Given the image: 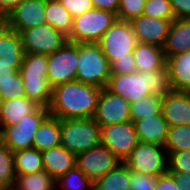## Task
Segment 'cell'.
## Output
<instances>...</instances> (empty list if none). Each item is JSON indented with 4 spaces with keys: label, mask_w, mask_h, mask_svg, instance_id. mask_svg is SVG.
Here are the masks:
<instances>
[{
    "label": "cell",
    "mask_w": 190,
    "mask_h": 190,
    "mask_svg": "<svg viewBox=\"0 0 190 190\" xmlns=\"http://www.w3.org/2000/svg\"><path fill=\"white\" fill-rule=\"evenodd\" d=\"M101 89L78 80L60 84L52 89L49 114L58 119L91 118Z\"/></svg>",
    "instance_id": "obj_1"
},
{
    "label": "cell",
    "mask_w": 190,
    "mask_h": 190,
    "mask_svg": "<svg viewBox=\"0 0 190 190\" xmlns=\"http://www.w3.org/2000/svg\"><path fill=\"white\" fill-rule=\"evenodd\" d=\"M106 88L129 103L150 94L165 97L172 89L168 69L111 74Z\"/></svg>",
    "instance_id": "obj_2"
},
{
    "label": "cell",
    "mask_w": 190,
    "mask_h": 190,
    "mask_svg": "<svg viewBox=\"0 0 190 190\" xmlns=\"http://www.w3.org/2000/svg\"><path fill=\"white\" fill-rule=\"evenodd\" d=\"M19 71L24 81L26 97L38 106L49 108L52 87L47 78L48 55L25 53Z\"/></svg>",
    "instance_id": "obj_3"
},
{
    "label": "cell",
    "mask_w": 190,
    "mask_h": 190,
    "mask_svg": "<svg viewBox=\"0 0 190 190\" xmlns=\"http://www.w3.org/2000/svg\"><path fill=\"white\" fill-rule=\"evenodd\" d=\"M60 145L75 155L101 144V127L91 118L60 119Z\"/></svg>",
    "instance_id": "obj_4"
},
{
    "label": "cell",
    "mask_w": 190,
    "mask_h": 190,
    "mask_svg": "<svg viewBox=\"0 0 190 190\" xmlns=\"http://www.w3.org/2000/svg\"><path fill=\"white\" fill-rule=\"evenodd\" d=\"M76 80L104 88L111 76V64L99 43H78Z\"/></svg>",
    "instance_id": "obj_5"
},
{
    "label": "cell",
    "mask_w": 190,
    "mask_h": 190,
    "mask_svg": "<svg viewBox=\"0 0 190 190\" xmlns=\"http://www.w3.org/2000/svg\"><path fill=\"white\" fill-rule=\"evenodd\" d=\"M117 15L107 10L93 8L73 18L72 31L67 41L73 43H98L105 31L115 22Z\"/></svg>",
    "instance_id": "obj_6"
},
{
    "label": "cell",
    "mask_w": 190,
    "mask_h": 190,
    "mask_svg": "<svg viewBox=\"0 0 190 190\" xmlns=\"http://www.w3.org/2000/svg\"><path fill=\"white\" fill-rule=\"evenodd\" d=\"M48 115L49 109L39 106L34 112L22 117L15 125L1 127L0 140L12 152L33 148L35 132Z\"/></svg>",
    "instance_id": "obj_7"
},
{
    "label": "cell",
    "mask_w": 190,
    "mask_h": 190,
    "mask_svg": "<svg viewBox=\"0 0 190 190\" xmlns=\"http://www.w3.org/2000/svg\"><path fill=\"white\" fill-rule=\"evenodd\" d=\"M124 163L129 170L160 176L168 172V153L164 145L139 141Z\"/></svg>",
    "instance_id": "obj_8"
},
{
    "label": "cell",
    "mask_w": 190,
    "mask_h": 190,
    "mask_svg": "<svg viewBox=\"0 0 190 190\" xmlns=\"http://www.w3.org/2000/svg\"><path fill=\"white\" fill-rule=\"evenodd\" d=\"M137 42L130 22L116 19L98 43L111 64L117 58L133 56Z\"/></svg>",
    "instance_id": "obj_9"
},
{
    "label": "cell",
    "mask_w": 190,
    "mask_h": 190,
    "mask_svg": "<svg viewBox=\"0 0 190 190\" xmlns=\"http://www.w3.org/2000/svg\"><path fill=\"white\" fill-rule=\"evenodd\" d=\"M77 65L78 43L66 41L60 49L49 54L47 78L52 89L76 80Z\"/></svg>",
    "instance_id": "obj_10"
},
{
    "label": "cell",
    "mask_w": 190,
    "mask_h": 190,
    "mask_svg": "<svg viewBox=\"0 0 190 190\" xmlns=\"http://www.w3.org/2000/svg\"><path fill=\"white\" fill-rule=\"evenodd\" d=\"M20 33L0 22V82L20 70L24 59Z\"/></svg>",
    "instance_id": "obj_11"
},
{
    "label": "cell",
    "mask_w": 190,
    "mask_h": 190,
    "mask_svg": "<svg viewBox=\"0 0 190 190\" xmlns=\"http://www.w3.org/2000/svg\"><path fill=\"white\" fill-rule=\"evenodd\" d=\"M20 36L24 52L29 54H52L67 41V37L49 24L22 30Z\"/></svg>",
    "instance_id": "obj_12"
},
{
    "label": "cell",
    "mask_w": 190,
    "mask_h": 190,
    "mask_svg": "<svg viewBox=\"0 0 190 190\" xmlns=\"http://www.w3.org/2000/svg\"><path fill=\"white\" fill-rule=\"evenodd\" d=\"M139 140L132 121L101 127V144L124 162Z\"/></svg>",
    "instance_id": "obj_13"
},
{
    "label": "cell",
    "mask_w": 190,
    "mask_h": 190,
    "mask_svg": "<svg viewBox=\"0 0 190 190\" xmlns=\"http://www.w3.org/2000/svg\"><path fill=\"white\" fill-rule=\"evenodd\" d=\"M120 161L107 147L100 144L76 155L75 167L93 183L116 168Z\"/></svg>",
    "instance_id": "obj_14"
},
{
    "label": "cell",
    "mask_w": 190,
    "mask_h": 190,
    "mask_svg": "<svg viewBox=\"0 0 190 190\" xmlns=\"http://www.w3.org/2000/svg\"><path fill=\"white\" fill-rule=\"evenodd\" d=\"M93 118L100 127L129 122L130 103L104 87L101 89Z\"/></svg>",
    "instance_id": "obj_15"
},
{
    "label": "cell",
    "mask_w": 190,
    "mask_h": 190,
    "mask_svg": "<svg viewBox=\"0 0 190 190\" xmlns=\"http://www.w3.org/2000/svg\"><path fill=\"white\" fill-rule=\"evenodd\" d=\"M45 8L46 0H23L2 22L20 33L22 30L46 24Z\"/></svg>",
    "instance_id": "obj_16"
},
{
    "label": "cell",
    "mask_w": 190,
    "mask_h": 190,
    "mask_svg": "<svg viewBox=\"0 0 190 190\" xmlns=\"http://www.w3.org/2000/svg\"><path fill=\"white\" fill-rule=\"evenodd\" d=\"M138 42L163 48L171 25L170 20L140 15L130 21Z\"/></svg>",
    "instance_id": "obj_17"
},
{
    "label": "cell",
    "mask_w": 190,
    "mask_h": 190,
    "mask_svg": "<svg viewBox=\"0 0 190 190\" xmlns=\"http://www.w3.org/2000/svg\"><path fill=\"white\" fill-rule=\"evenodd\" d=\"M161 114L169 127L190 125V92L171 90L162 97Z\"/></svg>",
    "instance_id": "obj_18"
},
{
    "label": "cell",
    "mask_w": 190,
    "mask_h": 190,
    "mask_svg": "<svg viewBox=\"0 0 190 190\" xmlns=\"http://www.w3.org/2000/svg\"><path fill=\"white\" fill-rule=\"evenodd\" d=\"M133 123L140 142L165 144L169 132V124L162 114L142 118Z\"/></svg>",
    "instance_id": "obj_19"
},
{
    "label": "cell",
    "mask_w": 190,
    "mask_h": 190,
    "mask_svg": "<svg viewBox=\"0 0 190 190\" xmlns=\"http://www.w3.org/2000/svg\"><path fill=\"white\" fill-rule=\"evenodd\" d=\"M132 54L137 72L167 69V58L160 46L137 42Z\"/></svg>",
    "instance_id": "obj_20"
},
{
    "label": "cell",
    "mask_w": 190,
    "mask_h": 190,
    "mask_svg": "<svg viewBox=\"0 0 190 190\" xmlns=\"http://www.w3.org/2000/svg\"><path fill=\"white\" fill-rule=\"evenodd\" d=\"M44 170L55 180L75 167L76 155L59 145L41 151Z\"/></svg>",
    "instance_id": "obj_21"
},
{
    "label": "cell",
    "mask_w": 190,
    "mask_h": 190,
    "mask_svg": "<svg viewBox=\"0 0 190 190\" xmlns=\"http://www.w3.org/2000/svg\"><path fill=\"white\" fill-rule=\"evenodd\" d=\"M166 58L190 50V18H175L163 46Z\"/></svg>",
    "instance_id": "obj_22"
},
{
    "label": "cell",
    "mask_w": 190,
    "mask_h": 190,
    "mask_svg": "<svg viewBox=\"0 0 190 190\" xmlns=\"http://www.w3.org/2000/svg\"><path fill=\"white\" fill-rule=\"evenodd\" d=\"M166 66L172 89L190 92V50L168 57Z\"/></svg>",
    "instance_id": "obj_23"
},
{
    "label": "cell",
    "mask_w": 190,
    "mask_h": 190,
    "mask_svg": "<svg viewBox=\"0 0 190 190\" xmlns=\"http://www.w3.org/2000/svg\"><path fill=\"white\" fill-rule=\"evenodd\" d=\"M39 106L26 96L3 100L0 111V126L15 125L25 115L34 112Z\"/></svg>",
    "instance_id": "obj_24"
},
{
    "label": "cell",
    "mask_w": 190,
    "mask_h": 190,
    "mask_svg": "<svg viewBox=\"0 0 190 190\" xmlns=\"http://www.w3.org/2000/svg\"><path fill=\"white\" fill-rule=\"evenodd\" d=\"M60 137V119L49 114L35 132L33 148L44 151L59 146Z\"/></svg>",
    "instance_id": "obj_25"
},
{
    "label": "cell",
    "mask_w": 190,
    "mask_h": 190,
    "mask_svg": "<svg viewBox=\"0 0 190 190\" xmlns=\"http://www.w3.org/2000/svg\"><path fill=\"white\" fill-rule=\"evenodd\" d=\"M44 14L46 24L53 26L65 37L71 34L73 18L58 0H46Z\"/></svg>",
    "instance_id": "obj_26"
},
{
    "label": "cell",
    "mask_w": 190,
    "mask_h": 190,
    "mask_svg": "<svg viewBox=\"0 0 190 190\" xmlns=\"http://www.w3.org/2000/svg\"><path fill=\"white\" fill-rule=\"evenodd\" d=\"M93 190H130V170L122 162L93 183Z\"/></svg>",
    "instance_id": "obj_27"
},
{
    "label": "cell",
    "mask_w": 190,
    "mask_h": 190,
    "mask_svg": "<svg viewBox=\"0 0 190 190\" xmlns=\"http://www.w3.org/2000/svg\"><path fill=\"white\" fill-rule=\"evenodd\" d=\"M16 174H31L44 170L41 151L28 148L13 152Z\"/></svg>",
    "instance_id": "obj_28"
},
{
    "label": "cell",
    "mask_w": 190,
    "mask_h": 190,
    "mask_svg": "<svg viewBox=\"0 0 190 190\" xmlns=\"http://www.w3.org/2000/svg\"><path fill=\"white\" fill-rule=\"evenodd\" d=\"M15 184L21 190H56L55 179L45 170L31 174H16Z\"/></svg>",
    "instance_id": "obj_29"
},
{
    "label": "cell",
    "mask_w": 190,
    "mask_h": 190,
    "mask_svg": "<svg viewBox=\"0 0 190 190\" xmlns=\"http://www.w3.org/2000/svg\"><path fill=\"white\" fill-rule=\"evenodd\" d=\"M162 97L150 94L130 103L131 121L161 114Z\"/></svg>",
    "instance_id": "obj_30"
},
{
    "label": "cell",
    "mask_w": 190,
    "mask_h": 190,
    "mask_svg": "<svg viewBox=\"0 0 190 190\" xmlns=\"http://www.w3.org/2000/svg\"><path fill=\"white\" fill-rule=\"evenodd\" d=\"M55 183L56 190H93V182L76 167L68 170Z\"/></svg>",
    "instance_id": "obj_31"
},
{
    "label": "cell",
    "mask_w": 190,
    "mask_h": 190,
    "mask_svg": "<svg viewBox=\"0 0 190 190\" xmlns=\"http://www.w3.org/2000/svg\"><path fill=\"white\" fill-rule=\"evenodd\" d=\"M164 147L168 155L183 150H190V125L169 127Z\"/></svg>",
    "instance_id": "obj_32"
},
{
    "label": "cell",
    "mask_w": 190,
    "mask_h": 190,
    "mask_svg": "<svg viewBox=\"0 0 190 190\" xmlns=\"http://www.w3.org/2000/svg\"><path fill=\"white\" fill-rule=\"evenodd\" d=\"M15 180L13 152L0 140V187L13 184Z\"/></svg>",
    "instance_id": "obj_33"
},
{
    "label": "cell",
    "mask_w": 190,
    "mask_h": 190,
    "mask_svg": "<svg viewBox=\"0 0 190 190\" xmlns=\"http://www.w3.org/2000/svg\"><path fill=\"white\" fill-rule=\"evenodd\" d=\"M0 94L2 95L3 100L26 96L24 81L20 71L12 74L11 78L0 82Z\"/></svg>",
    "instance_id": "obj_34"
},
{
    "label": "cell",
    "mask_w": 190,
    "mask_h": 190,
    "mask_svg": "<svg viewBox=\"0 0 190 190\" xmlns=\"http://www.w3.org/2000/svg\"><path fill=\"white\" fill-rule=\"evenodd\" d=\"M142 14L171 22L175 19L169 0H146Z\"/></svg>",
    "instance_id": "obj_35"
},
{
    "label": "cell",
    "mask_w": 190,
    "mask_h": 190,
    "mask_svg": "<svg viewBox=\"0 0 190 190\" xmlns=\"http://www.w3.org/2000/svg\"><path fill=\"white\" fill-rule=\"evenodd\" d=\"M146 0H119L117 19L131 21L142 15Z\"/></svg>",
    "instance_id": "obj_36"
},
{
    "label": "cell",
    "mask_w": 190,
    "mask_h": 190,
    "mask_svg": "<svg viewBox=\"0 0 190 190\" xmlns=\"http://www.w3.org/2000/svg\"><path fill=\"white\" fill-rule=\"evenodd\" d=\"M168 172L190 174V150H183L168 155Z\"/></svg>",
    "instance_id": "obj_37"
},
{
    "label": "cell",
    "mask_w": 190,
    "mask_h": 190,
    "mask_svg": "<svg viewBox=\"0 0 190 190\" xmlns=\"http://www.w3.org/2000/svg\"><path fill=\"white\" fill-rule=\"evenodd\" d=\"M158 176L130 170V190H155Z\"/></svg>",
    "instance_id": "obj_38"
},
{
    "label": "cell",
    "mask_w": 190,
    "mask_h": 190,
    "mask_svg": "<svg viewBox=\"0 0 190 190\" xmlns=\"http://www.w3.org/2000/svg\"><path fill=\"white\" fill-rule=\"evenodd\" d=\"M70 13L72 18L93 9L91 0H58Z\"/></svg>",
    "instance_id": "obj_39"
},
{
    "label": "cell",
    "mask_w": 190,
    "mask_h": 190,
    "mask_svg": "<svg viewBox=\"0 0 190 190\" xmlns=\"http://www.w3.org/2000/svg\"><path fill=\"white\" fill-rule=\"evenodd\" d=\"M136 71L133 56L117 58L111 63V74H126Z\"/></svg>",
    "instance_id": "obj_40"
},
{
    "label": "cell",
    "mask_w": 190,
    "mask_h": 190,
    "mask_svg": "<svg viewBox=\"0 0 190 190\" xmlns=\"http://www.w3.org/2000/svg\"><path fill=\"white\" fill-rule=\"evenodd\" d=\"M175 18H190V0H169Z\"/></svg>",
    "instance_id": "obj_41"
},
{
    "label": "cell",
    "mask_w": 190,
    "mask_h": 190,
    "mask_svg": "<svg viewBox=\"0 0 190 190\" xmlns=\"http://www.w3.org/2000/svg\"><path fill=\"white\" fill-rule=\"evenodd\" d=\"M155 190H182L175 182L173 176L166 172L158 176Z\"/></svg>",
    "instance_id": "obj_42"
},
{
    "label": "cell",
    "mask_w": 190,
    "mask_h": 190,
    "mask_svg": "<svg viewBox=\"0 0 190 190\" xmlns=\"http://www.w3.org/2000/svg\"><path fill=\"white\" fill-rule=\"evenodd\" d=\"M96 9L107 10L117 15L119 10V0H91Z\"/></svg>",
    "instance_id": "obj_43"
},
{
    "label": "cell",
    "mask_w": 190,
    "mask_h": 190,
    "mask_svg": "<svg viewBox=\"0 0 190 190\" xmlns=\"http://www.w3.org/2000/svg\"><path fill=\"white\" fill-rule=\"evenodd\" d=\"M182 190H190V174L184 172H169Z\"/></svg>",
    "instance_id": "obj_44"
},
{
    "label": "cell",
    "mask_w": 190,
    "mask_h": 190,
    "mask_svg": "<svg viewBox=\"0 0 190 190\" xmlns=\"http://www.w3.org/2000/svg\"><path fill=\"white\" fill-rule=\"evenodd\" d=\"M22 1L23 0H0V20L2 21L8 13Z\"/></svg>",
    "instance_id": "obj_45"
},
{
    "label": "cell",
    "mask_w": 190,
    "mask_h": 190,
    "mask_svg": "<svg viewBox=\"0 0 190 190\" xmlns=\"http://www.w3.org/2000/svg\"><path fill=\"white\" fill-rule=\"evenodd\" d=\"M0 190H21L15 183L10 185H4L0 187Z\"/></svg>",
    "instance_id": "obj_46"
},
{
    "label": "cell",
    "mask_w": 190,
    "mask_h": 190,
    "mask_svg": "<svg viewBox=\"0 0 190 190\" xmlns=\"http://www.w3.org/2000/svg\"><path fill=\"white\" fill-rule=\"evenodd\" d=\"M2 105H3V98H2V95L0 94V111H1Z\"/></svg>",
    "instance_id": "obj_47"
}]
</instances>
